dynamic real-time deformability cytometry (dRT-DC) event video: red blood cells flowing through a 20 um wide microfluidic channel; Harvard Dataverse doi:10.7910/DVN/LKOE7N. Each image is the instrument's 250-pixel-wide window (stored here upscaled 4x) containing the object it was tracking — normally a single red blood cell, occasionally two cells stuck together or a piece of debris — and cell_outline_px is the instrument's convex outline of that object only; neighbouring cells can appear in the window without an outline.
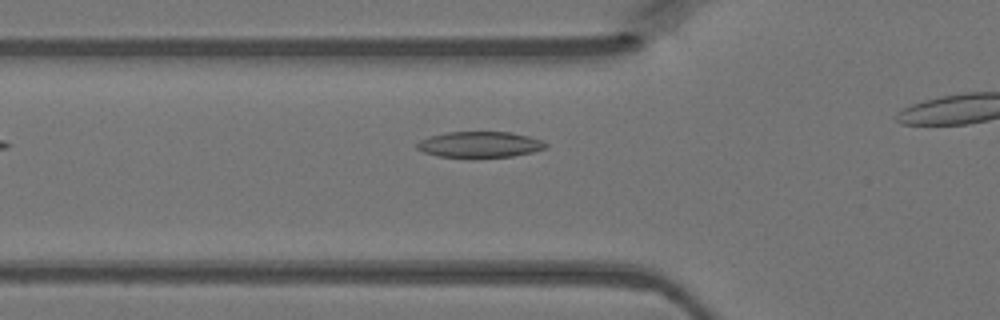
{"species": "Egyptian fruit bat (a non-hibernating species)", "species_latin": "Rousettus aegyptiacus", "temperature_condition": "warm", "stored_images_in_passage": 15, "camera_frame_rate_fps": 3000, "um_per_image_px": 0.085, "animal": {"sex": "female"}, "frame": {"image": 1, "passage_image": 2, "time_ms": 0.333, "image_size_px": [1000, 320], "cell_outline_px": [[548, 148], [532, 152], [512, 156], [472, 160], [440, 156], [424, 152], [416, 148], [416, 144], [420, 140], [428, 136], [448, 132], [512, 132], [544, 140], [548, 144]], "centroid_in_image_um": [40.8, 12.32], "position_along_channel_um": 85.0, "area_um2": 20.23}}
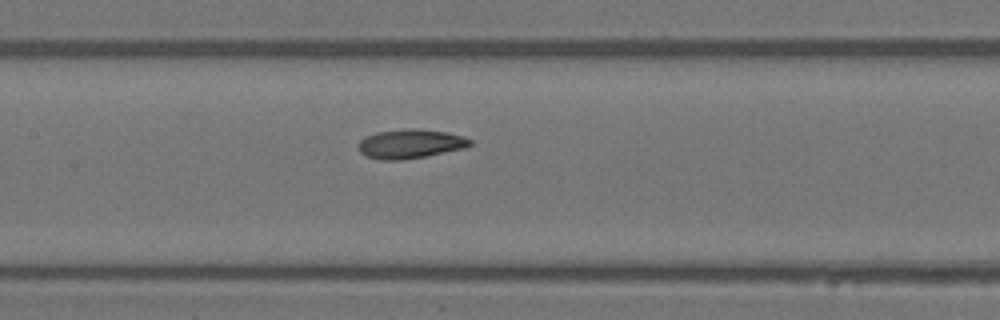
{"frame": {"image": 2, "passage_image": 8, "time_ms": 2.333, "image_size_px": [1000, 320], "cell_outline_px": [[472, 144], [464, 148], [404, 160], [380, 160], [368, 156], [360, 152], [360, 140], [364, 136], [376, 132], [408, 128], [416, 128], [444, 132], [464, 136], [472, 140]], "centroid_in_image_um": [34.88, 12.22], "position_along_channel_um": 172.5, "area_um2": 18.84}}
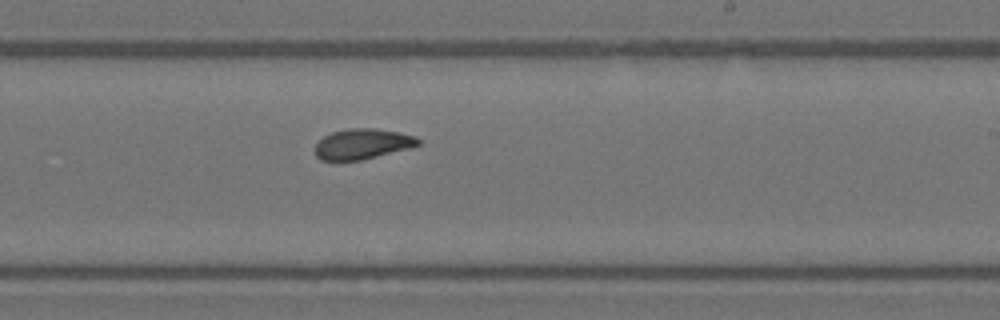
{"frame": {"image": 3, "passage_image": 14, "time_ms": 4.333, "image_size_px": [1000, 320], "cell_outline_px": [[420, 144], [412, 148], [360, 160], [320, 160], [316, 156], [316, 144], [324, 136], [332, 132], [352, 128], [372, 128], [396, 132], [416, 136], [420, 140]], "centroid_in_image_um": [30.83, 12.24], "position_along_channel_um": 258.2, "area_um2": 18.09}}